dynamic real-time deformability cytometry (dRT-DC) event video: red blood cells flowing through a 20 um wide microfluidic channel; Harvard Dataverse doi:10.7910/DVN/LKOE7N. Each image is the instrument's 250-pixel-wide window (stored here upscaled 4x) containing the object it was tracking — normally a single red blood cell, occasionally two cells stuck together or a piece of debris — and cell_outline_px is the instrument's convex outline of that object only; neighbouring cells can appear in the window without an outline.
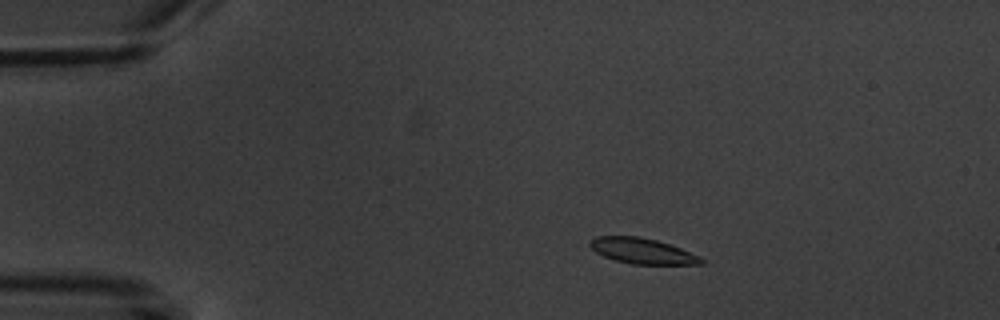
{"species": "common noctule bat (a hibernating species)", "species_latin": "Nyctalus noctula", "temperature_condition": "warm", "stored_images_in_passage": 4, "camera_frame_rate_fps": 3000, "um_per_image_px": 0.085, "animal": {"sex": "male", "body_mass_g": 20.1, "forearm_length_mm": 53.5}, "frame": {"image": 1, "passage_image": 2, "time_ms": 1.333, "image_size_px": [1000, 320], "cell_outline_px": [[704, 264], [632, 264], [616, 260], [604, 256], [596, 252], [588, 244], [596, 236], [640, 236], [656, 240], [680, 248], [700, 256], [704, 260]], "centroid_in_image_um": [54.6, 21.33], "position_along_channel_um": 30.4, "area_um2": 16.42}}